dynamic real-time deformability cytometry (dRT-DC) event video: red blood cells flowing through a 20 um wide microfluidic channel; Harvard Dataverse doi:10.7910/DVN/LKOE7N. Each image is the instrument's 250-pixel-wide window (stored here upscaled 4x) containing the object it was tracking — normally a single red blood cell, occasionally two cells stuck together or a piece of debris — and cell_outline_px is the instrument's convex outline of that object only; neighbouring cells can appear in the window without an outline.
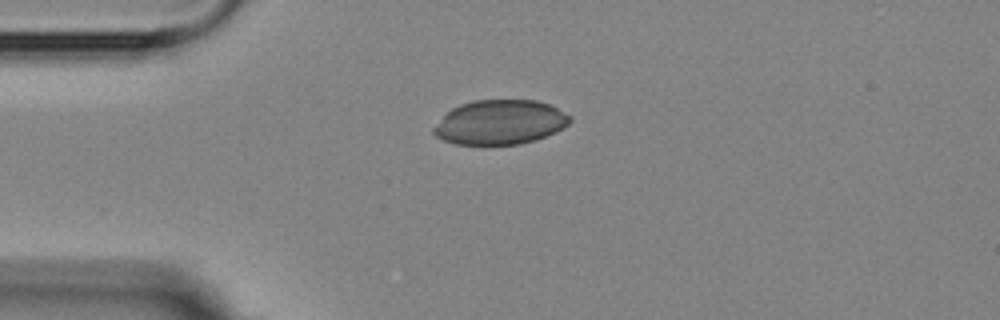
{"species": "Egyptian fruit bat (a non-hibernating species)", "species_latin": "Rousettus aegyptiacus", "temperature_condition": "room temperature", "stored_images_in_passage": 6, "camera_frame_rate_fps": 3000, "um_per_image_px": 0.085, "animal": {"sex": "female"}, "frame": {"image": 1, "passage_image": 1, "time_ms": 0.0, "image_size_px": [1000, 320], "cell_outline_px": [[572, 120], [564, 128], [556, 132], [536, 140], [520, 144], [456, 144], [444, 140], [436, 136], [432, 132], [432, 128], [452, 108], [460, 104], [472, 100], [536, 100], [552, 104], [572, 116]], "centroid_in_image_um": [42.55, 10.38], "position_along_channel_um": 42.4, "area_um2": 35.55}}
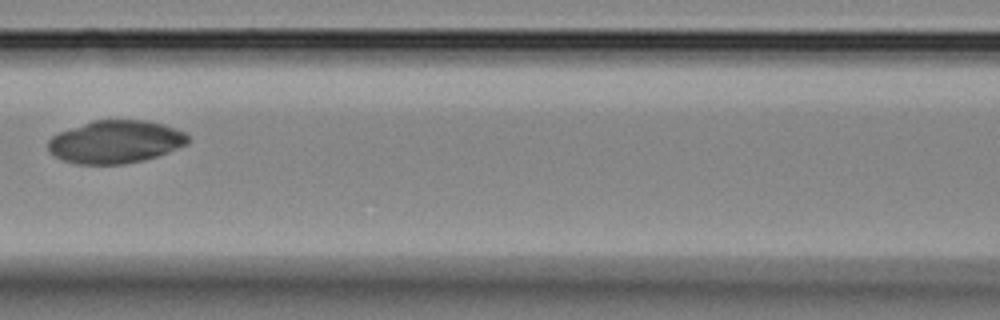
{"frame": {"image": 2, "passage_image": 4, "time_ms": 3.667, "image_size_px": [1000, 320], "cell_outline_px": [[188, 144], [168, 152], [144, 160], [124, 164], [76, 164], [64, 160], [48, 152], [48, 140], [52, 136], [60, 132], [92, 120], [144, 120], [164, 124], [184, 132], [188, 136]], "centroid_in_image_um": [9.81, 12.06], "position_along_channel_um": 156.8, "area_um2": 34.85}}
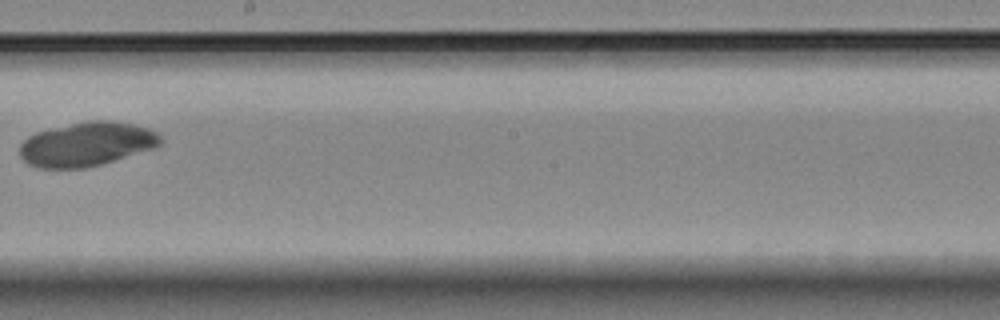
{"frame": {"image": 3, "passage_image": 6, "time_ms": 6.0, "image_size_px": [1000, 320], "cell_outline_px": [[164, 140], [156, 148], [100, 164], [84, 168], [40, 168], [28, 164], [20, 156], [20, 144], [28, 136], [36, 132], [88, 120], [112, 120], [132, 124], [148, 128], [156, 132]], "centroid_in_image_um": [7.38, 12.25], "position_along_channel_um": 240.8, "area_um2": 36.13}}